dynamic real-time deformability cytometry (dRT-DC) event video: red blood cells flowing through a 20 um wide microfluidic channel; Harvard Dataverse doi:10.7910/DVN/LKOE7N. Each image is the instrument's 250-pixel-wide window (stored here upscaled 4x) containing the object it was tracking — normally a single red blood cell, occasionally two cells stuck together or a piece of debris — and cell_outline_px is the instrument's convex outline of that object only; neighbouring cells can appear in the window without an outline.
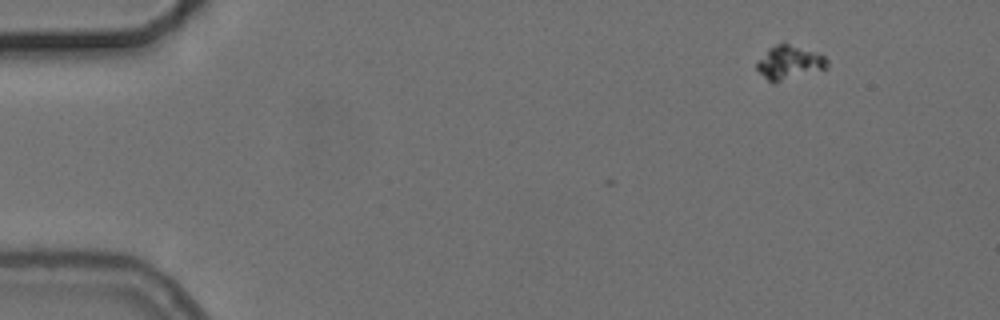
{"species": "common noctule bat (a hibernating species)", "species_latin": "Nyctalus noctula", "temperature_condition": "cold", "stored_images_in_passage": 2, "camera_frame_rate_fps": 3000, "um_per_image_px": 0.085, "animal": {"sex": "female", "body_mass_g": 24.6, "forearm_length_mm": 56.2}, "frame": {"image": 1, "passage_image": 2, "time_ms": 0.333, "image_size_px": [1000, 320], "cell_outline_px": [[828, 68], [772, 84], [756, 68], [756, 64], [768, 48], [776, 44], [788, 44], [824, 56], [828, 60]], "centroid_in_image_um": [67.08, 5.35], "position_along_channel_um": 17.9, "area_um2": 13.53}}